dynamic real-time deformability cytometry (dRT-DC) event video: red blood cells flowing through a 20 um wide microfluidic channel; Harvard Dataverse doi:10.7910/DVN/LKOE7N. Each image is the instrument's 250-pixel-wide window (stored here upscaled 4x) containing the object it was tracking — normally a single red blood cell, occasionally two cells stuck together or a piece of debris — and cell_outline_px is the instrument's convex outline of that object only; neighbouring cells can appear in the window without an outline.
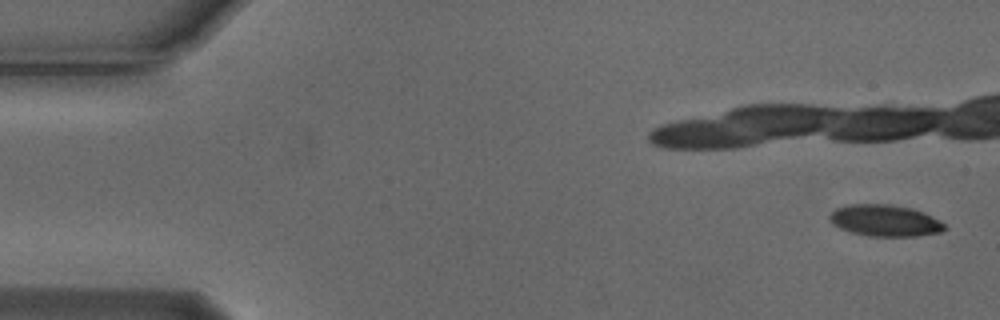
{"species": "Egyptian fruit bat (a non-hibernating species)", "species_latin": "Rousettus aegyptiacus", "temperature_condition": "cold", "stored_images_in_passage": 6, "camera_frame_rate_fps": 3000, "um_per_image_px": 0.085, "animal": {"sex": "male"}, "frame": {"image": 1, "passage_image": 1, "time_ms": 0.0, "image_size_px": [1000, 320], "cell_outline_px": [[948, 228], [940, 232], [916, 236], [868, 236], [852, 232], [840, 228], [832, 224], [828, 220], [828, 216], [836, 208], [852, 204], [892, 204], [912, 208], [924, 212], [940, 220]], "centroid_in_image_um": [75.23, 18.74], "position_along_channel_um": 9.8, "area_um2": 21.27}}